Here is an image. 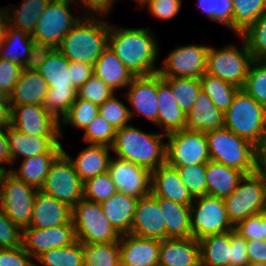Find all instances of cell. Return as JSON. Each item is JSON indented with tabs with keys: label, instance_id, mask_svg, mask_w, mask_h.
Instances as JSON below:
<instances>
[{
	"label": "cell",
	"instance_id": "1",
	"mask_svg": "<svg viewBox=\"0 0 266 266\" xmlns=\"http://www.w3.org/2000/svg\"><path fill=\"white\" fill-rule=\"evenodd\" d=\"M148 28H120L110 23L108 46L134 76L158 73L159 44Z\"/></svg>",
	"mask_w": 266,
	"mask_h": 266
},
{
	"label": "cell",
	"instance_id": "2",
	"mask_svg": "<svg viewBox=\"0 0 266 266\" xmlns=\"http://www.w3.org/2000/svg\"><path fill=\"white\" fill-rule=\"evenodd\" d=\"M164 137L167 135L162 132L147 133L129 124L116 130L111 148L118 158L152 171L166 163L167 143H164Z\"/></svg>",
	"mask_w": 266,
	"mask_h": 266
},
{
	"label": "cell",
	"instance_id": "3",
	"mask_svg": "<svg viewBox=\"0 0 266 266\" xmlns=\"http://www.w3.org/2000/svg\"><path fill=\"white\" fill-rule=\"evenodd\" d=\"M110 23L97 17H83L62 39L57 48L69 61L91 65L108 47Z\"/></svg>",
	"mask_w": 266,
	"mask_h": 266
},
{
	"label": "cell",
	"instance_id": "4",
	"mask_svg": "<svg viewBox=\"0 0 266 266\" xmlns=\"http://www.w3.org/2000/svg\"><path fill=\"white\" fill-rule=\"evenodd\" d=\"M224 126L257 146L266 139V107L239 89L224 113Z\"/></svg>",
	"mask_w": 266,
	"mask_h": 266
},
{
	"label": "cell",
	"instance_id": "5",
	"mask_svg": "<svg viewBox=\"0 0 266 266\" xmlns=\"http://www.w3.org/2000/svg\"><path fill=\"white\" fill-rule=\"evenodd\" d=\"M210 160L237 169L245 175L255 171V145L227 127L205 132Z\"/></svg>",
	"mask_w": 266,
	"mask_h": 266
},
{
	"label": "cell",
	"instance_id": "6",
	"mask_svg": "<svg viewBox=\"0 0 266 266\" xmlns=\"http://www.w3.org/2000/svg\"><path fill=\"white\" fill-rule=\"evenodd\" d=\"M239 38L243 40L241 50L235 45H228L219 50L209 47L206 73L242 89L253 57L246 40L242 36Z\"/></svg>",
	"mask_w": 266,
	"mask_h": 266
},
{
	"label": "cell",
	"instance_id": "7",
	"mask_svg": "<svg viewBox=\"0 0 266 266\" xmlns=\"http://www.w3.org/2000/svg\"><path fill=\"white\" fill-rule=\"evenodd\" d=\"M70 2L50 0L47 4L31 35L38 49H57L64 36L82 19L71 13Z\"/></svg>",
	"mask_w": 266,
	"mask_h": 266
},
{
	"label": "cell",
	"instance_id": "8",
	"mask_svg": "<svg viewBox=\"0 0 266 266\" xmlns=\"http://www.w3.org/2000/svg\"><path fill=\"white\" fill-rule=\"evenodd\" d=\"M76 240L82 244L119 241L120 234L102 211L100 203L83 198L72 208Z\"/></svg>",
	"mask_w": 266,
	"mask_h": 266
},
{
	"label": "cell",
	"instance_id": "9",
	"mask_svg": "<svg viewBox=\"0 0 266 266\" xmlns=\"http://www.w3.org/2000/svg\"><path fill=\"white\" fill-rule=\"evenodd\" d=\"M84 182L63 150L53 161L40 190L73 208L84 198Z\"/></svg>",
	"mask_w": 266,
	"mask_h": 266
},
{
	"label": "cell",
	"instance_id": "10",
	"mask_svg": "<svg viewBox=\"0 0 266 266\" xmlns=\"http://www.w3.org/2000/svg\"><path fill=\"white\" fill-rule=\"evenodd\" d=\"M224 202L227 216L234 227L248 216L266 211V180L255 172L244 175Z\"/></svg>",
	"mask_w": 266,
	"mask_h": 266
},
{
	"label": "cell",
	"instance_id": "11",
	"mask_svg": "<svg viewBox=\"0 0 266 266\" xmlns=\"http://www.w3.org/2000/svg\"><path fill=\"white\" fill-rule=\"evenodd\" d=\"M190 219L192 237L196 240L234 230L223 198L207 194L195 198L190 205Z\"/></svg>",
	"mask_w": 266,
	"mask_h": 266
},
{
	"label": "cell",
	"instance_id": "12",
	"mask_svg": "<svg viewBox=\"0 0 266 266\" xmlns=\"http://www.w3.org/2000/svg\"><path fill=\"white\" fill-rule=\"evenodd\" d=\"M37 188L7 171L2 179L0 206L6 216L21 229L29 227Z\"/></svg>",
	"mask_w": 266,
	"mask_h": 266
},
{
	"label": "cell",
	"instance_id": "13",
	"mask_svg": "<svg viewBox=\"0 0 266 266\" xmlns=\"http://www.w3.org/2000/svg\"><path fill=\"white\" fill-rule=\"evenodd\" d=\"M166 162L173 167L206 164L210 161L205 132L187 129L167 135Z\"/></svg>",
	"mask_w": 266,
	"mask_h": 266
},
{
	"label": "cell",
	"instance_id": "14",
	"mask_svg": "<svg viewBox=\"0 0 266 266\" xmlns=\"http://www.w3.org/2000/svg\"><path fill=\"white\" fill-rule=\"evenodd\" d=\"M208 49L207 45L195 44L175 48L164 60L158 73L162 77L200 78L206 73Z\"/></svg>",
	"mask_w": 266,
	"mask_h": 266
},
{
	"label": "cell",
	"instance_id": "15",
	"mask_svg": "<svg viewBox=\"0 0 266 266\" xmlns=\"http://www.w3.org/2000/svg\"><path fill=\"white\" fill-rule=\"evenodd\" d=\"M108 172L118 192L137 199L151 194L152 171L128 160L112 157Z\"/></svg>",
	"mask_w": 266,
	"mask_h": 266
},
{
	"label": "cell",
	"instance_id": "16",
	"mask_svg": "<svg viewBox=\"0 0 266 266\" xmlns=\"http://www.w3.org/2000/svg\"><path fill=\"white\" fill-rule=\"evenodd\" d=\"M11 126L22 134L41 137H63L61 123L42 105H11Z\"/></svg>",
	"mask_w": 266,
	"mask_h": 266
},
{
	"label": "cell",
	"instance_id": "17",
	"mask_svg": "<svg viewBox=\"0 0 266 266\" xmlns=\"http://www.w3.org/2000/svg\"><path fill=\"white\" fill-rule=\"evenodd\" d=\"M76 241L73 224H62L47 229L26 227L22 229L23 249L34 259L43 252L68 246Z\"/></svg>",
	"mask_w": 266,
	"mask_h": 266
},
{
	"label": "cell",
	"instance_id": "18",
	"mask_svg": "<svg viewBox=\"0 0 266 266\" xmlns=\"http://www.w3.org/2000/svg\"><path fill=\"white\" fill-rule=\"evenodd\" d=\"M130 233L157 240L166 239V225L159 198L152 193L138 199Z\"/></svg>",
	"mask_w": 266,
	"mask_h": 266
},
{
	"label": "cell",
	"instance_id": "19",
	"mask_svg": "<svg viewBox=\"0 0 266 266\" xmlns=\"http://www.w3.org/2000/svg\"><path fill=\"white\" fill-rule=\"evenodd\" d=\"M127 88L129 89L125 93V98L134 107V111L129 109L131 119L136 112L156 124L159 111L157 73L148 76H135Z\"/></svg>",
	"mask_w": 266,
	"mask_h": 266
},
{
	"label": "cell",
	"instance_id": "20",
	"mask_svg": "<svg viewBox=\"0 0 266 266\" xmlns=\"http://www.w3.org/2000/svg\"><path fill=\"white\" fill-rule=\"evenodd\" d=\"M34 68L48 83L49 90H77L71 84L69 60L57 49H39Z\"/></svg>",
	"mask_w": 266,
	"mask_h": 266
},
{
	"label": "cell",
	"instance_id": "21",
	"mask_svg": "<svg viewBox=\"0 0 266 266\" xmlns=\"http://www.w3.org/2000/svg\"><path fill=\"white\" fill-rule=\"evenodd\" d=\"M119 247L121 266H154L159 261L160 240L122 234Z\"/></svg>",
	"mask_w": 266,
	"mask_h": 266
},
{
	"label": "cell",
	"instance_id": "22",
	"mask_svg": "<svg viewBox=\"0 0 266 266\" xmlns=\"http://www.w3.org/2000/svg\"><path fill=\"white\" fill-rule=\"evenodd\" d=\"M62 224H73L72 208L41 190L34 197L29 227L47 229Z\"/></svg>",
	"mask_w": 266,
	"mask_h": 266
},
{
	"label": "cell",
	"instance_id": "23",
	"mask_svg": "<svg viewBox=\"0 0 266 266\" xmlns=\"http://www.w3.org/2000/svg\"><path fill=\"white\" fill-rule=\"evenodd\" d=\"M151 193L182 205H191L195 198L181 181L175 167L167 162L152 170Z\"/></svg>",
	"mask_w": 266,
	"mask_h": 266
},
{
	"label": "cell",
	"instance_id": "24",
	"mask_svg": "<svg viewBox=\"0 0 266 266\" xmlns=\"http://www.w3.org/2000/svg\"><path fill=\"white\" fill-rule=\"evenodd\" d=\"M38 50L31 35L8 25L0 43V58L25 69L34 65Z\"/></svg>",
	"mask_w": 266,
	"mask_h": 266
},
{
	"label": "cell",
	"instance_id": "25",
	"mask_svg": "<svg viewBox=\"0 0 266 266\" xmlns=\"http://www.w3.org/2000/svg\"><path fill=\"white\" fill-rule=\"evenodd\" d=\"M59 138L28 136L12 126L7 128V139L13 163L20 156H23V159H25L44 153H61L63 147Z\"/></svg>",
	"mask_w": 266,
	"mask_h": 266
},
{
	"label": "cell",
	"instance_id": "26",
	"mask_svg": "<svg viewBox=\"0 0 266 266\" xmlns=\"http://www.w3.org/2000/svg\"><path fill=\"white\" fill-rule=\"evenodd\" d=\"M158 262L166 266H201L199 241L193 237L160 241Z\"/></svg>",
	"mask_w": 266,
	"mask_h": 266
},
{
	"label": "cell",
	"instance_id": "27",
	"mask_svg": "<svg viewBox=\"0 0 266 266\" xmlns=\"http://www.w3.org/2000/svg\"><path fill=\"white\" fill-rule=\"evenodd\" d=\"M157 98L159 111L156 124L163 128V134L168 135L186 129V114L172 95L170 86L159 73H157Z\"/></svg>",
	"mask_w": 266,
	"mask_h": 266
},
{
	"label": "cell",
	"instance_id": "28",
	"mask_svg": "<svg viewBox=\"0 0 266 266\" xmlns=\"http://www.w3.org/2000/svg\"><path fill=\"white\" fill-rule=\"evenodd\" d=\"M48 90V83L34 66L27 67L9 94V102L11 105H42Z\"/></svg>",
	"mask_w": 266,
	"mask_h": 266
},
{
	"label": "cell",
	"instance_id": "29",
	"mask_svg": "<svg viewBox=\"0 0 266 266\" xmlns=\"http://www.w3.org/2000/svg\"><path fill=\"white\" fill-rule=\"evenodd\" d=\"M224 126V113L201 89L197 98L186 115V129L190 131L207 132Z\"/></svg>",
	"mask_w": 266,
	"mask_h": 266
},
{
	"label": "cell",
	"instance_id": "30",
	"mask_svg": "<svg viewBox=\"0 0 266 266\" xmlns=\"http://www.w3.org/2000/svg\"><path fill=\"white\" fill-rule=\"evenodd\" d=\"M137 201V198L117 191L100 203L103 213L120 235L130 233Z\"/></svg>",
	"mask_w": 266,
	"mask_h": 266
},
{
	"label": "cell",
	"instance_id": "31",
	"mask_svg": "<svg viewBox=\"0 0 266 266\" xmlns=\"http://www.w3.org/2000/svg\"><path fill=\"white\" fill-rule=\"evenodd\" d=\"M94 75L102 79L114 92L126 88L135 77L109 48L102 52L93 65Z\"/></svg>",
	"mask_w": 266,
	"mask_h": 266
},
{
	"label": "cell",
	"instance_id": "32",
	"mask_svg": "<svg viewBox=\"0 0 266 266\" xmlns=\"http://www.w3.org/2000/svg\"><path fill=\"white\" fill-rule=\"evenodd\" d=\"M244 173L214 161L206 163L207 195L218 198L230 196L238 187Z\"/></svg>",
	"mask_w": 266,
	"mask_h": 266
},
{
	"label": "cell",
	"instance_id": "33",
	"mask_svg": "<svg viewBox=\"0 0 266 266\" xmlns=\"http://www.w3.org/2000/svg\"><path fill=\"white\" fill-rule=\"evenodd\" d=\"M111 149L105 145L89 144L88 147L79 152L75 159L70 157L83 182L108 171Z\"/></svg>",
	"mask_w": 266,
	"mask_h": 266
},
{
	"label": "cell",
	"instance_id": "34",
	"mask_svg": "<svg viewBox=\"0 0 266 266\" xmlns=\"http://www.w3.org/2000/svg\"><path fill=\"white\" fill-rule=\"evenodd\" d=\"M166 225V238L192 237L190 205H182L165 198H159Z\"/></svg>",
	"mask_w": 266,
	"mask_h": 266
},
{
	"label": "cell",
	"instance_id": "35",
	"mask_svg": "<svg viewBox=\"0 0 266 266\" xmlns=\"http://www.w3.org/2000/svg\"><path fill=\"white\" fill-rule=\"evenodd\" d=\"M198 241L201 266H230L231 231L209 235Z\"/></svg>",
	"mask_w": 266,
	"mask_h": 266
},
{
	"label": "cell",
	"instance_id": "36",
	"mask_svg": "<svg viewBox=\"0 0 266 266\" xmlns=\"http://www.w3.org/2000/svg\"><path fill=\"white\" fill-rule=\"evenodd\" d=\"M60 153H44L22 160L19 170H9L17 178L38 190L43 186L48 171Z\"/></svg>",
	"mask_w": 266,
	"mask_h": 266
},
{
	"label": "cell",
	"instance_id": "37",
	"mask_svg": "<svg viewBox=\"0 0 266 266\" xmlns=\"http://www.w3.org/2000/svg\"><path fill=\"white\" fill-rule=\"evenodd\" d=\"M49 2L50 0H23L20 9L14 5L12 9L7 7L8 25L32 35Z\"/></svg>",
	"mask_w": 266,
	"mask_h": 266
},
{
	"label": "cell",
	"instance_id": "38",
	"mask_svg": "<svg viewBox=\"0 0 266 266\" xmlns=\"http://www.w3.org/2000/svg\"><path fill=\"white\" fill-rule=\"evenodd\" d=\"M233 19L231 29L242 36L266 11V0H232Z\"/></svg>",
	"mask_w": 266,
	"mask_h": 266
},
{
	"label": "cell",
	"instance_id": "39",
	"mask_svg": "<svg viewBox=\"0 0 266 266\" xmlns=\"http://www.w3.org/2000/svg\"><path fill=\"white\" fill-rule=\"evenodd\" d=\"M34 260L39 266H84L83 244L76 240L68 246L45 251Z\"/></svg>",
	"mask_w": 266,
	"mask_h": 266
},
{
	"label": "cell",
	"instance_id": "40",
	"mask_svg": "<svg viewBox=\"0 0 266 266\" xmlns=\"http://www.w3.org/2000/svg\"><path fill=\"white\" fill-rule=\"evenodd\" d=\"M201 89L212 100L215 106L225 113L230 107L234 95L240 89L237 86L223 81L218 77L204 73L200 77Z\"/></svg>",
	"mask_w": 266,
	"mask_h": 266
},
{
	"label": "cell",
	"instance_id": "41",
	"mask_svg": "<svg viewBox=\"0 0 266 266\" xmlns=\"http://www.w3.org/2000/svg\"><path fill=\"white\" fill-rule=\"evenodd\" d=\"M84 266H121L119 241L83 244Z\"/></svg>",
	"mask_w": 266,
	"mask_h": 266
},
{
	"label": "cell",
	"instance_id": "42",
	"mask_svg": "<svg viewBox=\"0 0 266 266\" xmlns=\"http://www.w3.org/2000/svg\"><path fill=\"white\" fill-rule=\"evenodd\" d=\"M170 86L171 93L179 107L187 115L193 106L198 92L201 90L200 78L194 77H162Z\"/></svg>",
	"mask_w": 266,
	"mask_h": 266
},
{
	"label": "cell",
	"instance_id": "43",
	"mask_svg": "<svg viewBox=\"0 0 266 266\" xmlns=\"http://www.w3.org/2000/svg\"><path fill=\"white\" fill-rule=\"evenodd\" d=\"M242 90L266 107V62L252 61Z\"/></svg>",
	"mask_w": 266,
	"mask_h": 266
},
{
	"label": "cell",
	"instance_id": "44",
	"mask_svg": "<svg viewBox=\"0 0 266 266\" xmlns=\"http://www.w3.org/2000/svg\"><path fill=\"white\" fill-rule=\"evenodd\" d=\"M77 97L78 90H48L42 107L60 122V119L62 120L67 115Z\"/></svg>",
	"mask_w": 266,
	"mask_h": 266
},
{
	"label": "cell",
	"instance_id": "45",
	"mask_svg": "<svg viewBox=\"0 0 266 266\" xmlns=\"http://www.w3.org/2000/svg\"><path fill=\"white\" fill-rule=\"evenodd\" d=\"M242 37L248 44L253 60L266 62V11Z\"/></svg>",
	"mask_w": 266,
	"mask_h": 266
},
{
	"label": "cell",
	"instance_id": "46",
	"mask_svg": "<svg viewBox=\"0 0 266 266\" xmlns=\"http://www.w3.org/2000/svg\"><path fill=\"white\" fill-rule=\"evenodd\" d=\"M99 114V106L81 98L75 100L67 115L60 120L64 125H73L85 130L88 124Z\"/></svg>",
	"mask_w": 266,
	"mask_h": 266
},
{
	"label": "cell",
	"instance_id": "47",
	"mask_svg": "<svg viewBox=\"0 0 266 266\" xmlns=\"http://www.w3.org/2000/svg\"><path fill=\"white\" fill-rule=\"evenodd\" d=\"M181 181L194 198L207 194L206 164L175 167Z\"/></svg>",
	"mask_w": 266,
	"mask_h": 266
},
{
	"label": "cell",
	"instance_id": "48",
	"mask_svg": "<svg viewBox=\"0 0 266 266\" xmlns=\"http://www.w3.org/2000/svg\"><path fill=\"white\" fill-rule=\"evenodd\" d=\"M84 198L101 203L117 192L115 184L107 171L84 182Z\"/></svg>",
	"mask_w": 266,
	"mask_h": 266
},
{
	"label": "cell",
	"instance_id": "49",
	"mask_svg": "<svg viewBox=\"0 0 266 266\" xmlns=\"http://www.w3.org/2000/svg\"><path fill=\"white\" fill-rule=\"evenodd\" d=\"M116 129L98 114L84 130V141L90 144L112 147Z\"/></svg>",
	"mask_w": 266,
	"mask_h": 266
},
{
	"label": "cell",
	"instance_id": "50",
	"mask_svg": "<svg viewBox=\"0 0 266 266\" xmlns=\"http://www.w3.org/2000/svg\"><path fill=\"white\" fill-rule=\"evenodd\" d=\"M129 109L113 94L99 105V114L117 130L129 125L128 122L131 121Z\"/></svg>",
	"mask_w": 266,
	"mask_h": 266
},
{
	"label": "cell",
	"instance_id": "51",
	"mask_svg": "<svg viewBox=\"0 0 266 266\" xmlns=\"http://www.w3.org/2000/svg\"><path fill=\"white\" fill-rule=\"evenodd\" d=\"M213 21L226 25L231 29L233 19L232 0H198L195 4Z\"/></svg>",
	"mask_w": 266,
	"mask_h": 266
},
{
	"label": "cell",
	"instance_id": "52",
	"mask_svg": "<svg viewBox=\"0 0 266 266\" xmlns=\"http://www.w3.org/2000/svg\"><path fill=\"white\" fill-rule=\"evenodd\" d=\"M115 92L94 74L78 89V98L101 105Z\"/></svg>",
	"mask_w": 266,
	"mask_h": 266
},
{
	"label": "cell",
	"instance_id": "53",
	"mask_svg": "<svg viewBox=\"0 0 266 266\" xmlns=\"http://www.w3.org/2000/svg\"><path fill=\"white\" fill-rule=\"evenodd\" d=\"M22 245V229L14 224L0 206V248Z\"/></svg>",
	"mask_w": 266,
	"mask_h": 266
},
{
	"label": "cell",
	"instance_id": "54",
	"mask_svg": "<svg viewBox=\"0 0 266 266\" xmlns=\"http://www.w3.org/2000/svg\"><path fill=\"white\" fill-rule=\"evenodd\" d=\"M234 230L245 240H263V212L248 216Z\"/></svg>",
	"mask_w": 266,
	"mask_h": 266
},
{
	"label": "cell",
	"instance_id": "55",
	"mask_svg": "<svg viewBox=\"0 0 266 266\" xmlns=\"http://www.w3.org/2000/svg\"><path fill=\"white\" fill-rule=\"evenodd\" d=\"M181 5L182 0H149L144 4L152 16L162 20L172 19L178 15Z\"/></svg>",
	"mask_w": 266,
	"mask_h": 266
},
{
	"label": "cell",
	"instance_id": "56",
	"mask_svg": "<svg viewBox=\"0 0 266 266\" xmlns=\"http://www.w3.org/2000/svg\"><path fill=\"white\" fill-rule=\"evenodd\" d=\"M0 266H35V263L20 245L13 248H0Z\"/></svg>",
	"mask_w": 266,
	"mask_h": 266
},
{
	"label": "cell",
	"instance_id": "57",
	"mask_svg": "<svg viewBox=\"0 0 266 266\" xmlns=\"http://www.w3.org/2000/svg\"><path fill=\"white\" fill-rule=\"evenodd\" d=\"M23 68L0 58V88L10 94L18 82Z\"/></svg>",
	"mask_w": 266,
	"mask_h": 266
},
{
	"label": "cell",
	"instance_id": "58",
	"mask_svg": "<svg viewBox=\"0 0 266 266\" xmlns=\"http://www.w3.org/2000/svg\"><path fill=\"white\" fill-rule=\"evenodd\" d=\"M248 264L247 240L241 237L235 230H231L230 266H247Z\"/></svg>",
	"mask_w": 266,
	"mask_h": 266
},
{
	"label": "cell",
	"instance_id": "59",
	"mask_svg": "<svg viewBox=\"0 0 266 266\" xmlns=\"http://www.w3.org/2000/svg\"><path fill=\"white\" fill-rule=\"evenodd\" d=\"M71 1L75 3L77 0ZM113 2H115V0H78L77 4H81L84 8L83 10H86L82 17H98V15H103L102 17H104V15L107 16L108 13H110Z\"/></svg>",
	"mask_w": 266,
	"mask_h": 266
},
{
	"label": "cell",
	"instance_id": "60",
	"mask_svg": "<svg viewBox=\"0 0 266 266\" xmlns=\"http://www.w3.org/2000/svg\"><path fill=\"white\" fill-rule=\"evenodd\" d=\"M71 84L78 90L93 74V65L69 61Z\"/></svg>",
	"mask_w": 266,
	"mask_h": 266
},
{
	"label": "cell",
	"instance_id": "61",
	"mask_svg": "<svg viewBox=\"0 0 266 266\" xmlns=\"http://www.w3.org/2000/svg\"><path fill=\"white\" fill-rule=\"evenodd\" d=\"M249 263L266 265V240H247Z\"/></svg>",
	"mask_w": 266,
	"mask_h": 266
},
{
	"label": "cell",
	"instance_id": "62",
	"mask_svg": "<svg viewBox=\"0 0 266 266\" xmlns=\"http://www.w3.org/2000/svg\"><path fill=\"white\" fill-rule=\"evenodd\" d=\"M258 176L266 180V139L255 146V171Z\"/></svg>",
	"mask_w": 266,
	"mask_h": 266
},
{
	"label": "cell",
	"instance_id": "63",
	"mask_svg": "<svg viewBox=\"0 0 266 266\" xmlns=\"http://www.w3.org/2000/svg\"><path fill=\"white\" fill-rule=\"evenodd\" d=\"M3 164L13 165V159L7 139V128H0V166L6 169Z\"/></svg>",
	"mask_w": 266,
	"mask_h": 266
},
{
	"label": "cell",
	"instance_id": "64",
	"mask_svg": "<svg viewBox=\"0 0 266 266\" xmlns=\"http://www.w3.org/2000/svg\"><path fill=\"white\" fill-rule=\"evenodd\" d=\"M12 123V106L9 103H0V128H8Z\"/></svg>",
	"mask_w": 266,
	"mask_h": 266
},
{
	"label": "cell",
	"instance_id": "65",
	"mask_svg": "<svg viewBox=\"0 0 266 266\" xmlns=\"http://www.w3.org/2000/svg\"><path fill=\"white\" fill-rule=\"evenodd\" d=\"M8 27V16L5 8H0V43L3 41L6 35V29Z\"/></svg>",
	"mask_w": 266,
	"mask_h": 266
},
{
	"label": "cell",
	"instance_id": "66",
	"mask_svg": "<svg viewBox=\"0 0 266 266\" xmlns=\"http://www.w3.org/2000/svg\"><path fill=\"white\" fill-rule=\"evenodd\" d=\"M0 103H9V94L0 88Z\"/></svg>",
	"mask_w": 266,
	"mask_h": 266
},
{
	"label": "cell",
	"instance_id": "67",
	"mask_svg": "<svg viewBox=\"0 0 266 266\" xmlns=\"http://www.w3.org/2000/svg\"><path fill=\"white\" fill-rule=\"evenodd\" d=\"M263 240H266V211L263 212Z\"/></svg>",
	"mask_w": 266,
	"mask_h": 266
},
{
	"label": "cell",
	"instance_id": "68",
	"mask_svg": "<svg viewBox=\"0 0 266 266\" xmlns=\"http://www.w3.org/2000/svg\"><path fill=\"white\" fill-rule=\"evenodd\" d=\"M7 171H8L7 169L0 166V190H1V185H2V179Z\"/></svg>",
	"mask_w": 266,
	"mask_h": 266
},
{
	"label": "cell",
	"instance_id": "69",
	"mask_svg": "<svg viewBox=\"0 0 266 266\" xmlns=\"http://www.w3.org/2000/svg\"><path fill=\"white\" fill-rule=\"evenodd\" d=\"M137 1V3L139 2V6L143 7L144 8V4H146L149 0H135Z\"/></svg>",
	"mask_w": 266,
	"mask_h": 266
},
{
	"label": "cell",
	"instance_id": "70",
	"mask_svg": "<svg viewBox=\"0 0 266 266\" xmlns=\"http://www.w3.org/2000/svg\"><path fill=\"white\" fill-rule=\"evenodd\" d=\"M247 266H266V265L260 263H249Z\"/></svg>",
	"mask_w": 266,
	"mask_h": 266
},
{
	"label": "cell",
	"instance_id": "71",
	"mask_svg": "<svg viewBox=\"0 0 266 266\" xmlns=\"http://www.w3.org/2000/svg\"><path fill=\"white\" fill-rule=\"evenodd\" d=\"M154 266H166V265H163V264H161V263H156Z\"/></svg>",
	"mask_w": 266,
	"mask_h": 266
}]
</instances>
